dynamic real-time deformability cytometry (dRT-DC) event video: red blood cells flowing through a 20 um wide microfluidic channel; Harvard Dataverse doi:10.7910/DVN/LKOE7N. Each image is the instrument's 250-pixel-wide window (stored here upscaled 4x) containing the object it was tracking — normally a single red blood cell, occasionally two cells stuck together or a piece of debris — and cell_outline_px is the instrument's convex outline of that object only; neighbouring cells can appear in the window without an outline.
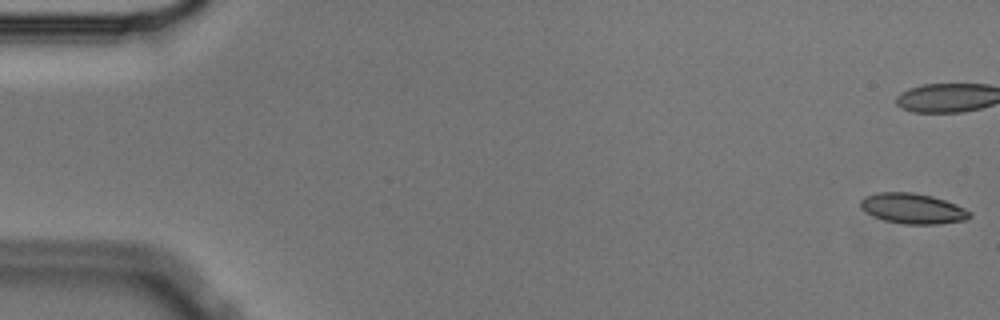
{"species": "Egyptian fruit bat (a non-hibernating species)", "species_latin": "Rousettus aegyptiacus", "temperature_condition": "cold", "stored_images_in_passage": 57, "camera_frame_rate_fps": 3000, "um_per_image_px": 0.085, "animal": {"sex": "male"}, "frame": {"image": 1, "passage_image": 1, "time_ms": 0.0, "image_size_px": [1000, 320], "cell_outline_px": [[972, 216], [968, 220], [936, 224], [904, 224], [884, 220], [872, 216], [860, 208], [860, 200], [864, 196], [880, 192], [912, 192], [932, 196], [956, 204], [972, 212]], "centroid_in_image_um": [77.59, 17.73], "position_along_channel_um": 7.4, "area_um2": 19.48}, "authors_computed_cell_mechanics": {"area_um2": 19.652, "velocity_mm_per_s": 3.55, "shape_relaxation_time_tau1_ms": 7.8526, "shape_relaxation_time_tau2_ms": 2.3255, "deformation_change_tau1": 0.1461, "deformation_change_tau2": 0.0733}}